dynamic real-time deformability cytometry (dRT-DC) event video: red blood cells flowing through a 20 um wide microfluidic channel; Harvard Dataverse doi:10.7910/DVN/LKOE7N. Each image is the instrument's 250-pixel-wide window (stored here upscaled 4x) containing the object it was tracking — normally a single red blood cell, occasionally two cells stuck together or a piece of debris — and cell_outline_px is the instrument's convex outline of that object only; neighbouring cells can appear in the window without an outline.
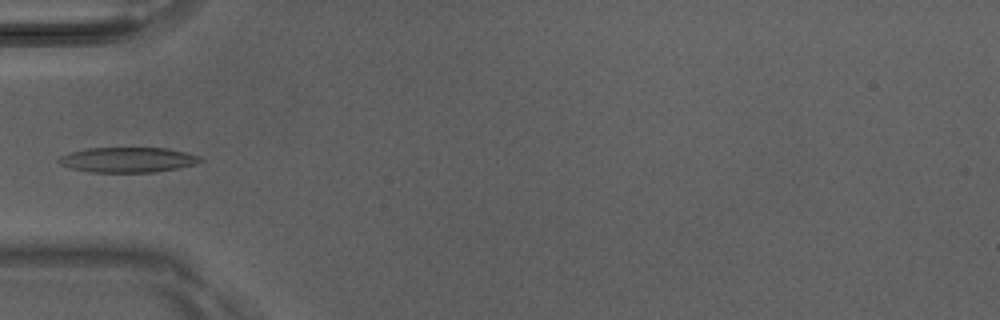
{"species": "Egyptian fruit bat (a non-hibernating species)", "species_latin": "Rousettus aegyptiacus", "temperature_condition": "room temperature", "stored_images_in_passage": 5, "camera_frame_rate_fps": 3000, "um_per_image_px": 0.085, "animal": {"sex": "male"}, "frame": {"image": 1, "passage_image": 5, "time_ms": 1.333, "image_size_px": [1000, 320], "cell_outline_px": [[204, 160], [196, 164], [156, 172], [88, 172], [72, 168], [60, 164], [56, 160], [60, 156], [72, 152], [88, 148], [168, 148], [200, 156]], "centroid_in_image_um": [10.87, 13.58], "position_along_channel_um": 74.1, "area_um2": 20.63}}